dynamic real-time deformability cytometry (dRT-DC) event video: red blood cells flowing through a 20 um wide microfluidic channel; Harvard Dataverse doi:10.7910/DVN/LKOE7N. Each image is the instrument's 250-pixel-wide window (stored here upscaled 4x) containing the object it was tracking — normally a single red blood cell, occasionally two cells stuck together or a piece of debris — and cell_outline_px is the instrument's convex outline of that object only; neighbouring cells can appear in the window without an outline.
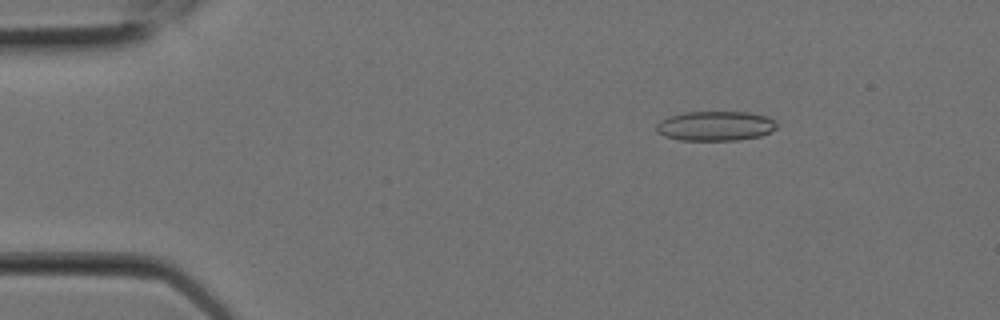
{"species": "Egyptian fruit bat (a non-hibernating species)", "species_latin": "Rousettus aegyptiacus", "temperature_condition": "room temperature", "stored_images_in_passage": 7, "camera_frame_rate_fps": 3000, "um_per_image_px": 0.085, "animal": {"sex": "female"}, "frame": {"image": 1, "passage_image": 3, "time_ms": 0.667, "image_size_px": [1000, 320], "cell_outline_px": [[780, 124], [772, 132], [760, 136], [740, 140], [680, 140], [664, 136], [656, 132], [656, 124], [660, 120], [668, 116], [684, 112], [748, 112], [768, 116], [776, 120]], "centroid_in_image_um": [60.84, 10.7], "position_along_channel_um": 24.2, "area_um2": 21.21}}
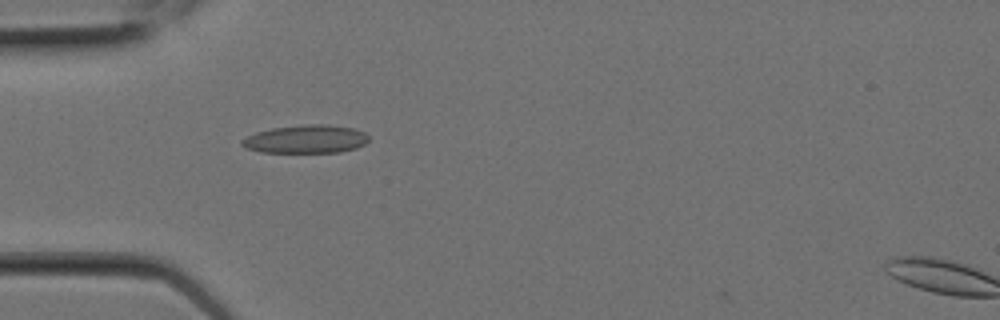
{"frame": {"image": 2, "passage_image": 6, "time_ms": 1.667, "image_size_px": [1000, 320], "cell_outline_px": [[368, 140], [364, 144], [356, 148], [340, 152], [260, 152], [244, 148], [240, 144], [240, 140], [256, 132], [272, 128], [304, 124], [328, 124], [352, 128], [364, 132], [368, 136]], "centroid_in_image_um": [25.97, 11.82], "position_along_channel_um": 59.0, "area_um2": 20.92}}